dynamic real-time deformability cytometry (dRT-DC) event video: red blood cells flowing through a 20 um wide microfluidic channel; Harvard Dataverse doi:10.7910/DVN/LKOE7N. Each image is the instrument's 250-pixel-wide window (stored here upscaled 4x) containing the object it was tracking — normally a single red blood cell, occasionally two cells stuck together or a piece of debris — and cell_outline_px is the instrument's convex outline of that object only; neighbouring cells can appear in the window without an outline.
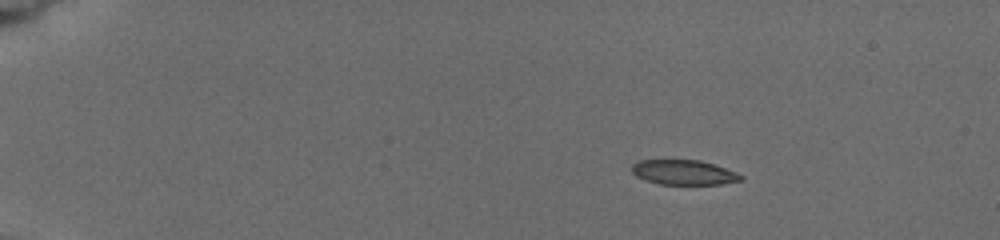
{"species": "common noctule bat (a hibernating species)", "species_latin": "Nyctalus noctula", "temperature_condition": "cold", "stored_images_in_passage": 59, "camera_frame_rate_fps": 3000, "um_per_image_px": 0.085, "animal": {"sex": "female", "body_mass_g": 19.5, "forearm_length_mm": 54.1}, "frame": {"image": 1, "passage_image": 4, "time_ms": 0.667, "image_size_px": [1000, 240], "cell_outline_px": [[744, 180], [720, 184], [660, 184], [636, 176], [632, 172], [632, 164], [640, 160], [700, 160], [736, 172], [744, 176]], "centroid_in_image_um": [58.14, 14.65], "position_along_channel_um": 26.9, "area_um2": 15.61}}
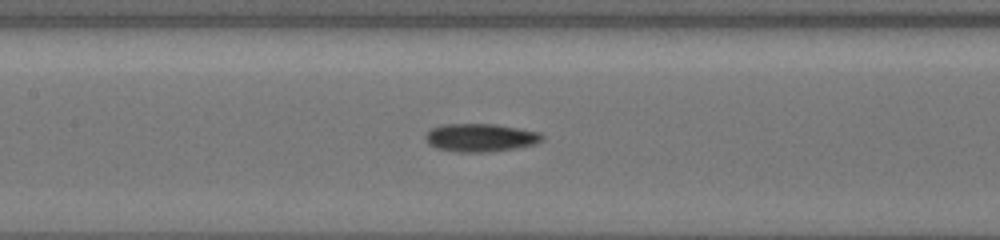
{"frame": {"image": 2, "passage_image": 28, "time_ms": 7.0, "image_size_px": [1000, 240], "cell_outline_px": [[544, 140], [536, 144], [516, 148], [488, 152], [456, 152], [436, 148], [428, 144], [424, 136], [432, 128], [444, 124], [496, 124], [520, 128], [540, 132], [544, 136]], "centroid_in_image_um": [40.87, 11.7], "position_along_channel_um": 166.5, "area_um2": 19.31}}
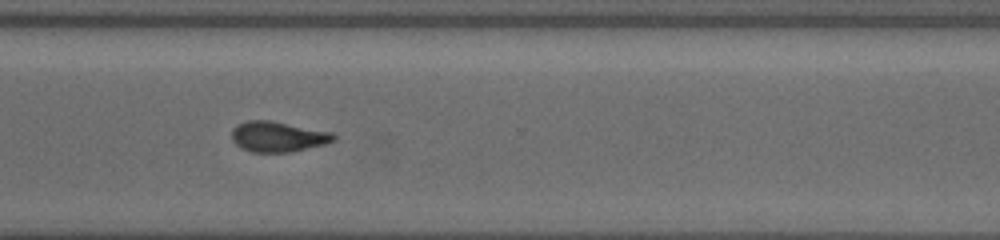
{"frame": {"image": 3, "passage_image": 58, "time_ms": 11.667, "image_size_px": [1000, 240], "cell_outline_px": [[336, 140], [324, 144], [288, 152], [252, 152], [240, 148], [232, 140], [232, 128], [236, 124], [248, 120], [268, 120], [332, 132], [336, 136]], "centroid_in_image_um": [23.58, 11.61], "position_along_channel_um": 347.0, "area_um2": 17.98}}